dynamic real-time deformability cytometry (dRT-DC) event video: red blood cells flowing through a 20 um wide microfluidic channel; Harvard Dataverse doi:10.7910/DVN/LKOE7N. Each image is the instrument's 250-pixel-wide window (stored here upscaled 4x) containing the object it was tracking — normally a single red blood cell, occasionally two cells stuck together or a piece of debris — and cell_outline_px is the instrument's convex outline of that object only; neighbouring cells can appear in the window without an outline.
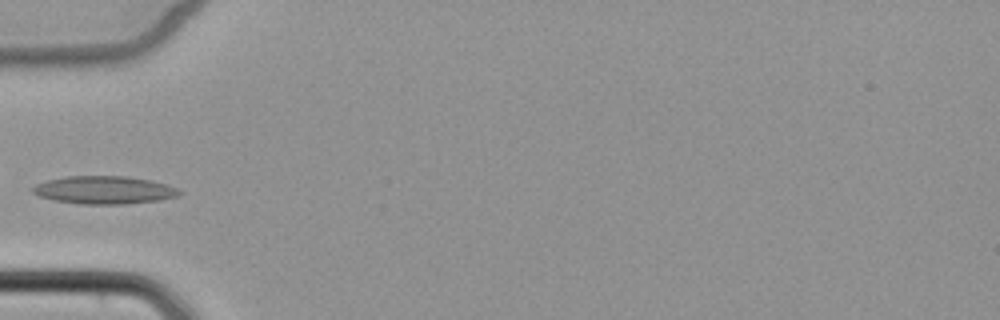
{"species": "common noctule bat (a hibernating species)", "species_latin": "Nyctalus noctula", "temperature_condition": "cold", "stored_images_in_passage": 4, "camera_frame_rate_fps": 3000, "um_per_image_px": 0.085, "animal": {"sex": "female", "body_mass_g": 22.7, "forearm_length_mm": 54.2}, "frame": {"image": 1, "passage_image": 4, "time_ms": 3.667, "image_size_px": [1000, 320], "cell_outline_px": [[180, 192], [176, 196], [160, 200], [124, 204], [80, 204], [56, 200], [40, 196], [32, 192], [32, 188], [36, 184], [48, 180], [64, 176], [128, 176], [148, 180], [164, 184], [176, 188]], "centroid_in_image_um": [8.81, 16.15], "position_along_channel_um": 76.2, "area_um2": 23.52}}